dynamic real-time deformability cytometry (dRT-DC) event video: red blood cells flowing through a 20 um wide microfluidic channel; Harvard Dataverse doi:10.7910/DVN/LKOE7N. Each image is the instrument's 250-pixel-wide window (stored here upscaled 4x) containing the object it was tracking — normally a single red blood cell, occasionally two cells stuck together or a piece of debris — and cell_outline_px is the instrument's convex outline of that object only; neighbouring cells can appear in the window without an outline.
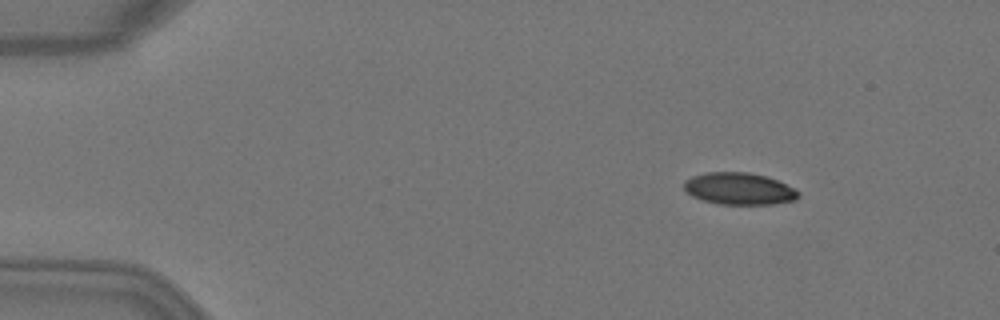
{"species": "Egyptian fruit bat (a non-hibernating species)", "species_latin": "Rousettus aegyptiacus", "temperature_condition": "warm", "stored_images_in_passage": 3, "camera_frame_rate_fps": 3000, "um_per_image_px": 0.085, "animal": {"sex": "female"}, "frame": {"image": 1, "passage_image": 1, "time_ms": 0.0, "image_size_px": [1000, 320], "cell_outline_px": [[800, 196], [796, 200], [772, 204], [716, 204], [692, 196], [684, 188], [684, 180], [692, 176], [704, 172], [748, 172], [768, 176], [796, 188], [800, 192]], "centroid_in_image_um": [62.86, 16.03], "position_along_channel_um": 22.1, "area_um2": 21.56}}